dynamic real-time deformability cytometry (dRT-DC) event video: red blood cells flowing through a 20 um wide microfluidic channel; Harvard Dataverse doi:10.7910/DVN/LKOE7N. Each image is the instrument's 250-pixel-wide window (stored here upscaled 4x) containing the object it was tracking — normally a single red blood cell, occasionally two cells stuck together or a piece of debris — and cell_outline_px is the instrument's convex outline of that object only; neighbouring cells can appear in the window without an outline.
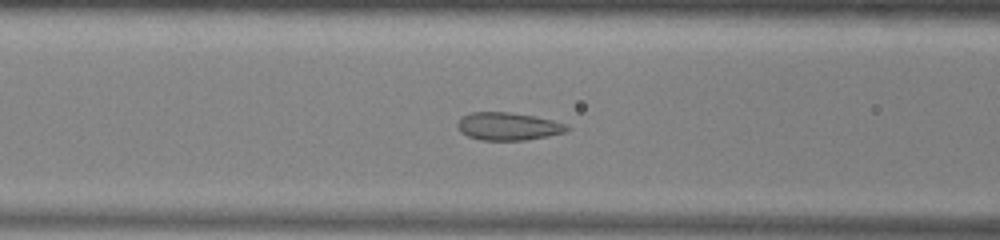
{"species": "common noctule bat (a hibernating species)", "species_latin": "Nyctalus noctula", "temperature_condition": "warm", "stored_images_in_passage": 50, "camera_frame_rate_fps": 3000, "um_per_image_px": 0.085, "animal": {"sex": "male", "body_mass_g": 13.0, "forearm_length_mm": 53.1}, "frame": {"image": 1, "passage_image": 18, "time_ms": 5.667, "image_size_px": [1000, 240], "cell_outline_px": [[572, 128], [564, 132], [548, 136], [524, 140], [480, 140], [468, 136], [460, 132], [456, 124], [464, 116], [472, 112], [508, 112], [536, 116], [568, 124]], "centroid_in_image_um": [43.22, 10.74], "position_along_channel_um": 123.4, "area_um2": 17.74}}
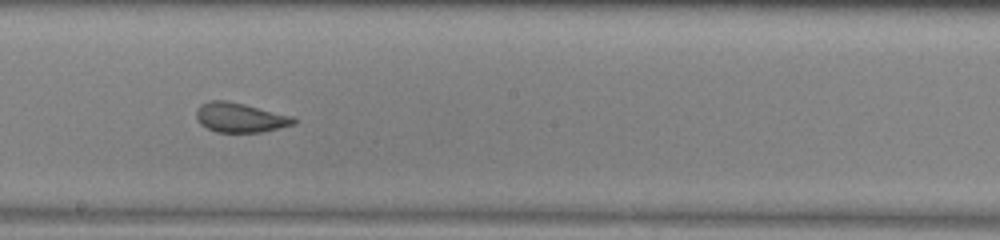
{"frame": {"image": 2, "passage_image": 26, "time_ms": 8.333, "image_size_px": [1000, 240], "cell_outline_px": [[296, 124], [260, 132], [216, 132], [200, 124], [196, 120], [196, 112], [200, 104], [208, 100], [224, 100], [244, 104], [292, 116], [296, 120]], "centroid_in_image_um": [20.37, 9.99], "position_along_channel_um": 227.8, "area_um2": 16.7}}
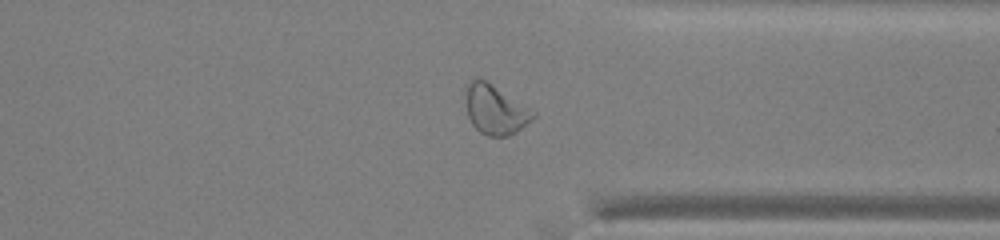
{"frame": {"image": 3, "passage_image": 37, "time_ms": 12.0, "image_size_px": [1000, 240], "cell_outline_px": [[536, 116], [516, 132], [508, 136], [488, 136], [480, 132], [472, 124], [468, 116], [464, 96], [464, 84], [468, 80], [476, 76], [480, 76], [488, 80], [536, 112]], "centroid_in_image_um": [42.03, 9.24], "position_along_channel_um": 369.4, "area_um2": 20.11}, "authors_computed_cell_mechanics": {"area_um2": 19.8254, "velocity_mm_per_s": 3.9272, "shape_relaxation_time_tau1_ms": null, "shape_relaxation_time_tau2_ms": 1.0647, "deformation_change_tau1": null, "deformation_change_tau2": 0.0863}}